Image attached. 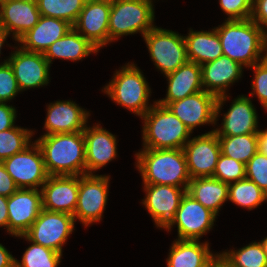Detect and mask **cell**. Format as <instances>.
Returning <instances> with one entry per match:
<instances>
[{
    "mask_svg": "<svg viewBox=\"0 0 267 267\" xmlns=\"http://www.w3.org/2000/svg\"><path fill=\"white\" fill-rule=\"evenodd\" d=\"M215 30L222 44L223 55L242 66L252 67L267 57V30L259 27L251 18L226 20ZM264 51L266 53L263 56Z\"/></svg>",
    "mask_w": 267,
    "mask_h": 267,
    "instance_id": "cell-1",
    "label": "cell"
},
{
    "mask_svg": "<svg viewBox=\"0 0 267 267\" xmlns=\"http://www.w3.org/2000/svg\"><path fill=\"white\" fill-rule=\"evenodd\" d=\"M35 141L41 148L49 176L86 174L83 132L42 135Z\"/></svg>",
    "mask_w": 267,
    "mask_h": 267,
    "instance_id": "cell-2",
    "label": "cell"
},
{
    "mask_svg": "<svg viewBox=\"0 0 267 267\" xmlns=\"http://www.w3.org/2000/svg\"><path fill=\"white\" fill-rule=\"evenodd\" d=\"M135 156L144 184L188 189L191 178L183 149H143Z\"/></svg>",
    "mask_w": 267,
    "mask_h": 267,
    "instance_id": "cell-3",
    "label": "cell"
},
{
    "mask_svg": "<svg viewBox=\"0 0 267 267\" xmlns=\"http://www.w3.org/2000/svg\"><path fill=\"white\" fill-rule=\"evenodd\" d=\"M141 118L144 120L143 149H183L190 140V130L167 106L157 101Z\"/></svg>",
    "mask_w": 267,
    "mask_h": 267,
    "instance_id": "cell-4",
    "label": "cell"
},
{
    "mask_svg": "<svg viewBox=\"0 0 267 267\" xmlns=\"http://www.w3.org/2000/svg\"><path fill=\"white\" fill-rule=\"evenodd\" d=\"M113 77L104 87V93L140 118L144 116L153 105L148 106L151 89L140 69L135 64L128 63L116 71Z\"/></svg>",
    "mask_w": 267,
    "mask_h": 267,
    "instance_id": "cell-5",
    "label": "cell"
},
{
    "mask_svg": "<svg viewBox=\"0 0 267 267\" xmlns=\"http://www.w3.org/2000/svg\"><path fill=\"white\" fill-rule=\"evenodd\" d=\"M152 2V0H111L109 42L137 32L144 36L154 28L155 15Z\"/></svg>",
    "mask_w": 267,
    "mask_h": 267,
    "instance_id": "cell-6",
    "label": "cell"
},
{
    "mask_svg": "<svg viewBox=\"0 0 267 267\" xmlns=\"http://www.w3.org/2000/svg\"><path fill=\"white\" fill-rule=\"evenodd\" d=\"M143 38L152 61L164 75L176 71L189 61L184 36L155 26Z\"/></svg>",
    "mask_w": 267,
    "mask_h": 267,
    "instance_id": "cell-7",
    "label": "cell"
},
{
    "mask_svg": "<svg viewBox=\"0 0 267 267\" xmlns=\"http://www.w3.org/2000/svg\"><path fill=\"white\" fill-rule=\"evenodd\" d=\"M75 222L74 216L68 213L42 209L28 231L16 237H23L62 254V247L72 234Z\"/></svg>",
    "mask_w": 267,
    "mask_h": 267,
    "instance_id": "cell-8",
    "label": "cell"
},
{
    "mask_svg": "<svg viewBox=\"0 0 267 267\" xmlns=\"http://www.w3.org/2000/svg\"><path fill=\"white\" fill-rule=\"evenodd\" d=\"M109 176L85 174L79 176V192L74 220L84 226L99 222L105 209L108 196Z\"/></svg>",
    "mask_w": 267,
    "mask_h": 267,
    "instance_id": "cell-9",
    "label": "cell"
},
{
    "mask_svg": "<svg viewBox=\"0 0 267 267\" xmlns=\"http://www.w3.org/2000/svg\"><path fill=\"white\" fill-rule=\"evenodd\" d=\"M2 163L18 188L38 189L49 176L41 148L36 141L22 152L3 160Z\"/></svg>",
    "mask_w": 267,
    "mask_h": 267,
    "instance_id": "cell-10",
    "label": "cell"
},
{
    "mask_svg": "<svg viewBox=\"0 0 267 267\" xmlns=\"http://www.w3.org/2000/svg\"><path fill=\"white\" fill-rule=\"evenodd\" d=\"M216 216L186 192L174 218L164 229L169 231L177 224L178 240H199L210 231Z\"/></svg>",
    "mask_w": 267,
    "mask_h": 267,
    "instance_id": "cell-11",
    "label": "cell"
},
{
    "mask_svg": "<svg viewBox=\"0 0 267 267\" xmlns=\"http://www.w3.org/2000/svg\"><path fill=\"white\" fill-rule=\"evenodd\" d=\"M190 178L213 177L221 146L214 130L190 139L183 148Z\"/></svg>",
    "mask_w": 267,
    "mask_h": 267,
    "instance_id": "cell-12",
    "label": "cell"
},
{
    "mask_svg": "<svg viewBox=\"0 0 267 267\" xmlns=\"http://www.w3.org/2000/svg\"><path fill=\"white\" fill-rule=\"evenodd\" d=\"M111 0H86L73 28L98 50L109 43Z\"/></svg>",
    "mask_w": 267,
    "mask_h": 267,
    "instance_id": "cell-13",
    "label": "cell"
},
{
    "mask_svg": "<svg viewBox=\"0 0 267 267\" xmlns=\"http://www.w3.org/2000/svg\"><path fill=\"white\" fill-rule=\"evenodd\" d=\"M242 68L240 63L224 55L201 65L204 90L217 97L215 121H217L223 102L228 98L227 88L242 76Z\"/></svg>",
    "mask_w": 267,
    "mask_h": 267,
    "instance_id": "cell-14",
    "label": "cell"
},
{
    "mask_svg": "<svg viewBox=\"0 0 267 267\" xmlns=\"http://www.w3.org/2000/svg\"><path fill=\"white\" fill-rule=\"evenodd\" d=\"M8 232L24 235L42 210V193L39 189L19 188L8 197Z\"/></svg>",
    "mask_w": 267,
    "mask_h": 267,
    "instance_id": "cell-15",
    "label": "cell"
},
{
    "mask_svg": "<svg viewBox=\"0 0 267 267\" xmlns=\"http://www.w3.org/2000/svg\"><path fill=\"white\" fill-rule=\"evenodd\" d=\"M216 101L214 94L203 90L171 102L167 107L192 133L196 126L216 124Z\"/></svg>",
    "mask_w": 267,
    "mask_h": 267,
    "instance_id": "cell-16",
    "label": "cell"
},
{
    "mask_svg": "<svg viewBox=\"0 0 267 267\" xmlns=\"http://www.w3.org/2000/svg\"><path fill=\"white\" fill-rule=\"evenodd\" d=\"M40 190L42 209L74 215L79 192V176H48Z\"/></svg>",
    "mask_w": 267,
    "mask_h": 267,
    "instance_id": "cell-17",
    "label": "cell"
},
{
    "mask_svg": "<svg viewBox=\"0 0 267 267\" xmlns=\"http://www.w3.org/2000/svg\"><path fill=\"white\" fill-rule=\"evenodd\" d=\"M146 192L143 204L157 227L165 228L174 218L182 197L187 192L172 185L144 184Z\"/></svg>",
    "mask_w": 267,
    "mask_h": 267,
    "instance_id": "cell-18",
    "label": "cell"
},
{
    "mask_svg": "<svg viewBox=\"0 0 267 267\" xmlns=\"http://www.w3.org/2000/svg\"><path fill=\"white\" fill-rule=\"evenodd\" d=\"M8 62L11 65L20 91L49 83L50 64L42 53L16 49Z\"/></svg>",
    "mask_w": 267,
    "mask_h": 267,
    "instance_id": "cell-19",
    "label": "cell"
},
{
    "mask_svg": "<svg viewBox=\"0 0 267 267\" xmlns=\"http://www.w3.org/2000/svg\"><path fill=\"white\" fill-rule=\"evenodd\" d=\"M44 128L46 134L83 132L86 127L89 111L80 108L73 101H56L47 107Z\"/></svg>",
    "mask_w": 267,
    "mask_h": 267,
    "instance_id": "cell-20",
    "label": "cell"
},
{
    "mask_svg": "<svg viewBox=\"0 0 267 267\" xmlns=\"http://www.w3.org/2000/svg\"><path fill=\"white\" fill-rule=\"evenodd\" d=\"M86 174L99 170L117 157L116 137L100 125L85 127Z\"/></svg>",
    "mask_w": 267,
    "mask_h": 267,
    "instance_id": "cell-21",
    "label": "cell"
},
{
    "mask_svg": "<svg viewBox=\"0 0 267 267\" xmlns=\"http://www.w3.org/2000/svg\"><path fill=\"white\" fill-rule=\"evenodd\" d=\"M41 14L36 0H13L0 5V25L16 41L38 22Z\"/></svg>",
    "mask_w": 267,
    "mask_h": 267,
    "instance_id": "cell-22",
    "label": "cell"
},
{
    "mask_svg": "<svg viewBox=\"0 0 267 267\" xmlns=\"http://www.w3.org/2000/svg\"><path fill=\"white\" fill-rule=\"evenodd\" d=\"M258 116L251 99L243 95L234 99L224 114L222 127L214 129L218 137L258 133Z\"/></svg>",
    "mask_w": 267,
    "mask_h": 267,
    "instance_id": "cell-23",
    "label": "cell"
},
{
    "mask_svg": "<svg viewBox=\"0 0 267 267\" xmlns=\"http://www.w3.org/2000/svg\"><path fill=\"white\" fill-rule=\"evenodd\" d=\"M72 27L63 19L41 16L39 22L17 42L26 51L44 54L51 44L62 38Z\"/></svg>",
    "mask_w": 267,
    "mask_h": 267,
    "instance_id": "cell-24",
    "label": "cell"
},
{
    "mask_svg": "<svg viewBox=\"0 0 267 267\" xmlns=\"http://www.w3.org/2000/svg\"><path fill=\"white\" fill-rule=\"evenodd\" d=\"M165 76L168 79L167 94L157 101L163 106L204 90L201 65L197 63L188 61Z\"/></svg>",
    "mask_w": 267,
    "mask_h": 267,
    "instance_id": "cell-25",
    "label": "cell"
},
{
    "mask_svg": "<svg viewBox=\"0 0 267 267\" xmlns=\"http://www.w3.org/2000/svg\"><path fill=\"white\" fill-rule=\"evenodd\" d=\"M199 240H178L171 246L167 267H207L218 254L209 250V243Z\"/></svg>",
    "mask_w": 267,
    "mask_h": 267,
    "instance_id": "cell-26",
    "label": "cell"
},
{
    "mask_svg": "<svg viewBox=\"0 0 267 267\" xmlns=\"http://www.w3.org/2000/svg\"><path fill=\"white\" fill-rule=\"evenodd\" d=\"M187 57L190 62L203 65L223 55L222 44L217 31H192L184 36Z\"/></svg>",
    "mask_w": 267,
    "mask_h": 267,
    "instance_id": "cell-27",
    "label": "cell"
},
{
    "mask_svg": "<svg viewBox=\"0 0 267 267\" xmlns=\"http://www.w3.org/2000/svg\"><path fill=\"white\" fill-rule=\"evenodd\" d=\"M98 51L95 46L72 27L62 38L51 44L43 55L51 64L54 58L78 61Z\"/></svg>",
    "mask_w": 267,
    "mask_h": 267,
    "instance_id": "cell-28",
    "label": "cell"
},
{
    "mask_svg": "<svg viewBox=\"0 0 267 267\" xmlns=\"http://www.w3.org/2000/svg\"><path fill=\"white\" fill-rule=\"evenodd\" d=\"M229 184L213 177L192 178L187 193L216 215L228 200Z\"/></svg>",
    "mask_w": 267,
    "mask_h": 267,
    "instance_id": "cell-29",
    "label": "cell"
},
{
    "mask_svg": "<svg viewBox=\"0 0 267 267\" xmlns=\"http://www.w3.org/2000/svg\"><path fill=\"white\" fill-rule=\"evenodd\" d=\"M218 139L222 154L242 162L245 165L258 151L257 134L225 136L218 137Z\"/></svg>",
    "mask_w": 267,
    "mask_h": 267,
    "instance_id": "cell-30",
    "label": "cell"
},
{
    "mask_svg": "<svg viewBox=\"0 0 267 267\" xmlns=\"http://www.w3.org/2000/svg\"><path fill=\"white\" fill-rule=\"evenodd\" d=\"M226 267H267L266 255L259 242H252L238 250L219 253Z\"/></svg>",
    "mask_w": 267,
    "mask_h": 267,
    "instance_id": "cell-31",
    "label": "cell"
},
{
    "mask_svg": "<svg viewBox=\"0 0 267 267\" xmlns=\"http://www.w3.org/2000/svg\"><path fill=\"white\" fill-rule=\"evenodd\" d=\"M228 200L238 206L252 210L266 201V193L253 181L245 178L229 184Z\"/></svg>",
    "mask_w": 267,
    "mask_h": 267,
    "instance_id": "cell-32",
    "label": "cell"
},
{
    "mask_svg": "<svg viewBox=\"0 0 267 267\" xmlns=\"http://www.w3.org/2000/svg\"><path fill=\"white\" fill-rule=\"evenodd\" d=\"M86 0H36L41 16L59 18L72 26L77 21Z\"/></svg>",
    "mask_w": 267,
    "mask_h": 267,
    "instance_id": "cell-33",
    "label": "cell"
},
{
    "mask_svg": "<svg viewBox=\"0 0 267 267\" xmlns=\"http://www.w3.org/2000/svg\"><path fill=\"white\" fill-rule=\"evenodd\" d=\"M34 132L18 126L0 132V162L22 152L31 143Z\"/></svg>",
    "mask_w": 267,
    "mask_h": 267,
    "instance_id": "cell-34",
    "label": "cell"
},
{
    "mask_svg": "<svg viewBox=\"0 0 267 267\" xmlns=\"http://www.w3.org/2000/svg\"><path fill=\"white\" fill-rule=\"evenodd\" d=\"M32 243L22 256L20 263L15 259V267H57L62 254L40 244Z\"/></svg>",
    "mask_w": 267,
    "mask_h": 267,
    "instance_id": "cell-35",
    "label": "cell"
},
{
    "mask_svg": "<svg viewBox=\"0 0 267 267\" xmlns=\"http://www.w3.org/2000/svg\"><path fill=\"white\" fill-rule=\"evenodd\" d=\"M213 178L225 183H233L246 178V165L221 153Z\"/></svg>",
    "mask_w": 267,
    "mask_h": 267,
    "instance_id": "cell-36",
    "label": "cell"
},
{
    "mask_svg": "<svg viewBox=\"0 0 267 267\" xmlns=\"http://www.w3.org/2000/svg\"><path fill=\"white\" fill-rule=\"evenodd\" d=\"M246 178L267 194V156L256 152L246 164Z\"/></svg>",
    "mask_w": 267,
    "mask_h": 267,
    "instance_id": "cell-37",
    "label": "cell"
},
{
    "mask_svg": "<svg viewBox=\"0 0 267 267\" xmlns=\"http://www.w3.org/2000/svg\"><path fill=\"white\" fill-rule=\"evenodd\" d=\"M20 92L8 59L0 64V102L12 100Z\"/></svg>",
    "mask_w": 267,
    "mask_h": 267,
    "instance_id": "cell-38",
    "label": "cell"
},
{
    "mask_svg": "<svg viewBox=\"0 0 267 267\" xmlns=\"http://www.w3.org/2000/svg\"><path fill=\"white\" fill-rule=\"evenodd\" d=\"M253 0H219L227 20H246L251 17Z\"/></svg>",
    "mask_w": 267,
    "mask_h": 267,
    "instance_id": "cell-39",
    "label": "cell"
},
{
    "mask_svg": "<svg viewBox=\"0 0 267 267\" xmlns=\"http://www.w3.org/2000/svg\"><path fill=\"white\" fill-rule=\"evenodd\" d=\"M252 69L255 72V77L252 82L253 92L250 95L256 94L262 106L267 109V57L255 63Z\"/></svg>",
    "mask_w": 267,
    "mask_h": 267,
    "instance_id": "cell-40",
    "label": "cell"
},
{
    "mask_svg": "<svg viewBox=\"0 0 267 267\" xmlns=\"http://www.w3.org/2000/svg\"><path fill=\"white\" fill-rule=\"evenodd\" d=\"M250 18L262 29L267 28V0H253Z\"/></svg>",
    "mask_w": 267,
    "mask_h": 267,
    "instance_id": "cell-41",
    "label": "cell"
},
{
    "mask_svg": "<svg viewBox=\"0 0 267 267\" xmlns=\"http://www.w3.org/2000/svg\"><path fill=\"white\" fill-rule=\"evenodd\" d=\"M15 120L16 109L0 102V132L13 128Z\"/></svg>",
    "mask_w": 267,
    "mask_h": 267,
    "instance_id": "cell-42",
    "label": "cell"
},
{
    "mask_svg": "<svg viewBox=\"0 0 267 267\" xmlns=\"http://www.w3.org/2000/svg\"><path fill=\"white\" fill-rule=\"evenodd\" d=\"M18 189L13 178L7 173L3 163L0 162V195L10 197Z\"/></svg>",
    "mask_w": 267,
    "mask_h": 267,
    "instance_id": "cell-43",
    "label": "cell"
},
{
    "mask_svg": "<svg viewBox=\"0 0 267 267\" xmlns=\"http://www.w3.org/2000/svg\"><path fill=\"white\" fill-rule=\"evenodd\" d=\"M8 197L0 195V227H6L8 232Z\"/></svg>",
    "mask_w": 267,
    "mask_h": 267,
    "instance_id": "cell-44",
    "label": "cell"
},
{
    "mask_svg": "<svg viewBox=\"0 0 267 267\" xmlns=\"http://www.w3.org/2000/svg\"><path fill=\"white\" fill-rule=\"evenodd\" d=\"M0 267H15V258L0 244Z\"/></svg>",
    "mask_w": 267,
    "mask_h": 267,
    "instance_id": "cell-45",
    "label": "cell"
},
{
    "mask_svg": "<svg viewBox=\"0 0 267 267\" xmlns=\"http://www.w3.org/2000/svg\"><path fill=\"white\" fill-rule=\"evenodd\" d=\"M257 136H258L257 149L260 153L267 156V129L263 131L259 130Z\"/></svg>",
    "mask_w": 267,
    "mask_h": 267,
    "instance_id": "cell-46",
    "label": "cell"
},
{
    "mask_svg": "<svg viewBox=\"0 0 267 267\" xmlns=\"http://www.w3.org/2000/svg\"><path fill=\"white\" fill-rule=\"evenodd\" d=\"M10 35L6 29L0 25V54H1V49L2 46L4 44V42L6 41L7 36Z\"/></svg>",
    "mask_w": 267,
    "mask_h": 267,
    "instance_id": "cell-47",
    "label": "cell"
},
{
    "mask_svg": "<svg viewBox=\"0 0 267 267\" xmlns=\"http://www.w3.org/2000/svg\"><path fill=\"white\" fill-rule=\"evenodd\" d=\"M221 263V258L218 255L207 267H218Z\"/></svg>",
    "mask_w": 267,
    "mask_h": 267,
    "instance_id": "cell-48",
    "label": "cell"
},
{
    "mask_svg": "<svg viewBox=\"0 0 267 267\" xmlns=\"http://www.w3.org/2000/svg\"><path fill=\"white\" fill-rule=\"evenodd\" d=\"M262 246L263 252L266 255V259H267V237L264 238L261 242H259Z\"/></svg>",
    "mask_w": 267,
    "mask_h": 267,
    "instance_id": "cell-49",
    "label": "cell"
},
{
    "mask_svg": "<svg viewBox=\"0 0 267 267\" xmlns=\"http://www.w3.org/2000/svg\"><path fill=\"white\" fill-rule=\"evenodd\" d=\"M9 1H13V0H0V5Z\"/></svg>",
    "mask_w": 267,
    "mask_h": 267,
    "instance_id": "cell-50",
    "label": "cell"
},
{
    "mask_svg": "<svg viewBox=\"0 0 267 267\" xmlns=\"http://www.w3.org/2000/svg\"><path fill=\"white\" fill-rule=\"evenodd\" d=\"M218 267H226L223 263H221Z\"/></svg>",
    "mask_w": 267,
    "mask_h": 267,
    "instance_id": "cell-51",
    "label": "cell"
}]
</instances>
